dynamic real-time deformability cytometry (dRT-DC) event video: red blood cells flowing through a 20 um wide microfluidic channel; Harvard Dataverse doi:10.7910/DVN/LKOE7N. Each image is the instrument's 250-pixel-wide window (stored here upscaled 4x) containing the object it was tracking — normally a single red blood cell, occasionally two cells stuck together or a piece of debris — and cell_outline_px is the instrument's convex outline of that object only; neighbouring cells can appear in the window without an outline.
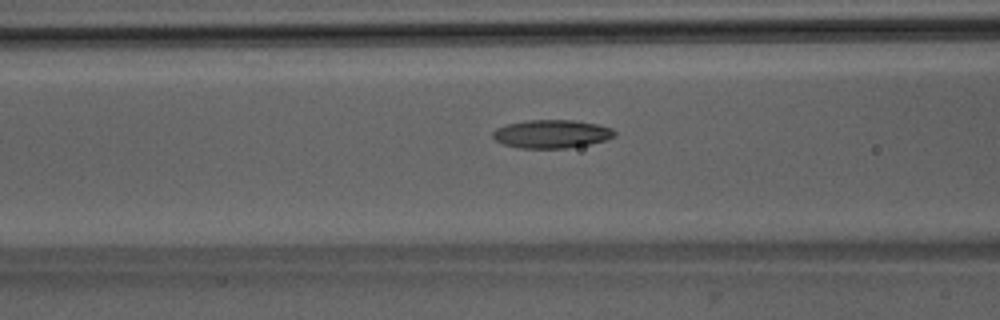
{"species": "Egyptian fruit bat (a non-hibernating species)", "species_latin": "Rousettus aegyptiacus", "temperature_condition": "room temperature", "stored_images_in_passage": 40, "camera_frame_rate_fps": 3000, "um_per_image_px": 0.085, "animal": {"sex": "male"}, "frame": {"image": 1, "passage_image": 9, "time_ms": 2.667, "image_size_px": [1000, 320], "cell_outline_px": [[616, 136], [592, 144], [568, 148], [516, 148], [504, 144], [496, 140], [492, 136], [492, 132], [496, 128], [508, 124], [528, 120], [572, 120], [600, 124], [612, 128], [616, 132]], "centroid_in_image_um": [46.91, 11.39], "position_along_channel_um": 119.7, "area_um2": 20.23}}
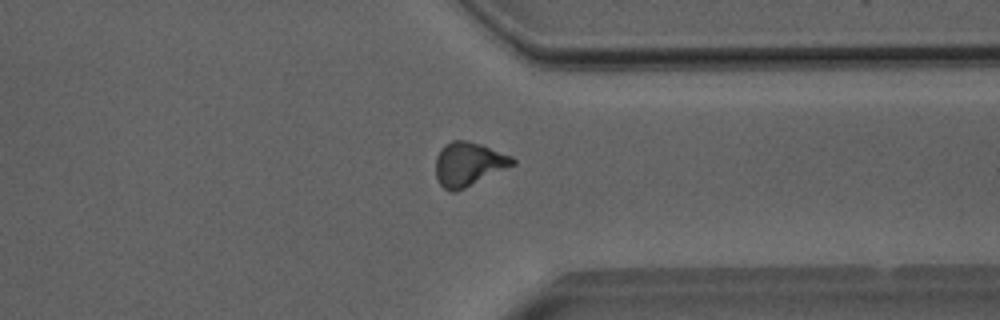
{"frame": {"image": 2, "passage_image": 28, "time_ms": 9.0, "image_size_px": [1000, 320], "cell_outline_px": [[516, 164], [456, 192], [448, 192], [440, 184], [436, 176], [436, 156], [440, 148], [444, 144], [452, 140], [468, 140], [480, 144], [512, 156], [516, 160]], "centroid_in_image_um": [39.81, 13.94], "position_along_channel_um": 371.6, "area_um2": 19.77}}
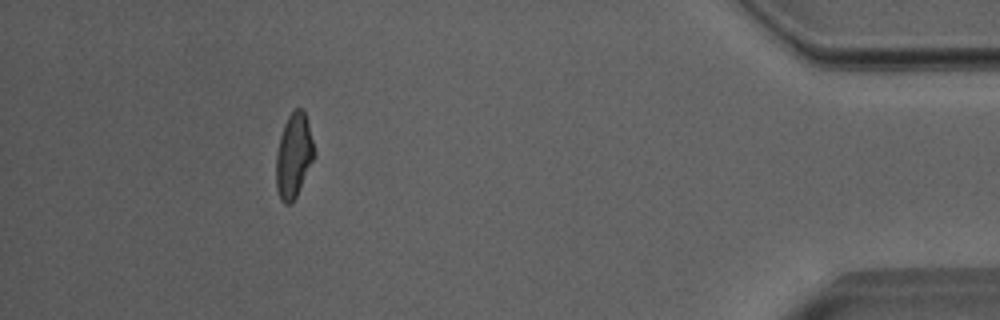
{"frame": {"image": 3, "passage_image": 35, "time_ms": 11.333, "image_size_px": [1000, 320], "cell_outline_px": [[316, 156], [296, 196], [288, 204], [284, 204], [280, 200], [276, 188], [276, 152], [280, 136], [284, 124], [288, 116], [296, 108], [300, 108], [304, 112], [308, 124], [316, 152]], "centroid_in_image_um": [24.97, 13.24], "position_along_channel_um": 410.2, "area_um2": 18.79}, "authors_computed_cell_mechanics": {"area_um2": 19.1029, "velocity_mm_per_s": 3.9993, "shape_relaxation_time_tau1_ms": 7.0738, "shape_relaxation_time_tau2_ms": 2.5926, "deformation_change_tau1": 0.2214, "deformation_change_tau2": 0.0955}}